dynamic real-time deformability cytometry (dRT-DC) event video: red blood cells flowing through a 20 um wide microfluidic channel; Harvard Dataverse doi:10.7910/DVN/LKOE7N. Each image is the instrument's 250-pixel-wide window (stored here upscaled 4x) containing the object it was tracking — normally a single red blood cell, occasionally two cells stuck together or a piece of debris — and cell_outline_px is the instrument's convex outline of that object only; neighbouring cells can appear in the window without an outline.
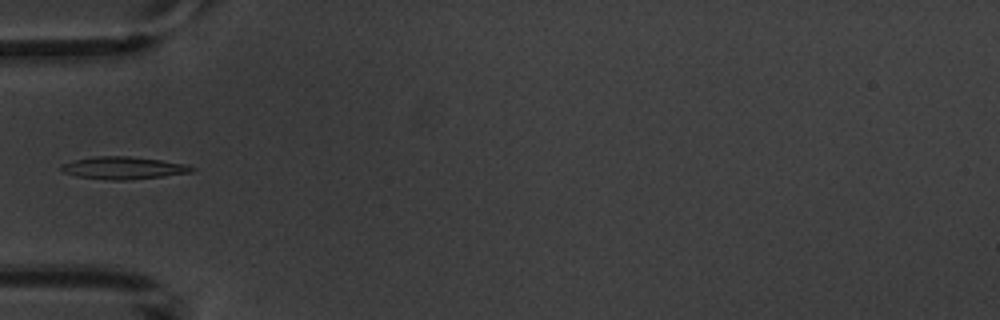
{"species": "common noctule bat (a hibernating species)", "species_latin": "Nyctalus noctula", "temperature_condition": "warm", "stored_images_in_passage": 6, "camera_frame_rate_fps": 3000, "um_per_image_px": 0.085, "animal": {"sex": "male", "body_mass_g": 20.1, "forearm_length_mm": 53.5}, "frame": {"image": 1, "passage_image": 5, "time_ms": 5.667, "image_size_px": [1000, 320], "cell_outline_px": [[196, 168], [192, 172], [160, 176], [124, 180], [112, 180], [76, 176], [64, 172], [60, 168], [60, 164], [72, 160], [96, 156], [128, 156], [160, 160], [184, 164]], "centroid_in_image_um": [10.43, 14.26], "position_along_channel_um": 74.6, "area_um2": 16.82}}